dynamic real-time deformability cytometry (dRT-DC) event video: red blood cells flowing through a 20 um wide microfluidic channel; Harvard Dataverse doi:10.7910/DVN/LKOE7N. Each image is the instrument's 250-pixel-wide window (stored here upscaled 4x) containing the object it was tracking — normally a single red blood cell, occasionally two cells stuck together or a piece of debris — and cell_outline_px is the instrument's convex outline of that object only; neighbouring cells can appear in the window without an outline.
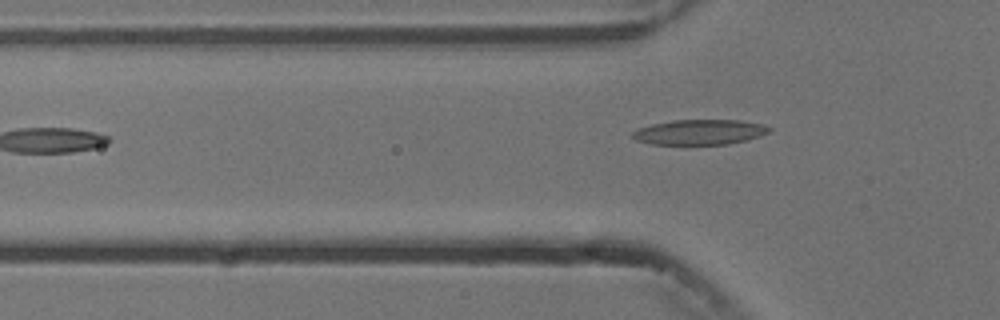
{"species": "common noctule bat (a hibernating species)", "species_latin": "Nyctalus noctula", "temperature_condition": "cold", "stored_images_in_passage": 6, "camera_frame_rate_fps": 3000, "um_per_image_px": 0.085, "animal": {"sex": "male", "body_mass_g": 13.3}, "frame": {"image": 1, "passage_image": 6, "time_ms": 6.667, "image_size_px": [1000, 320], "cell_outline_px": [[772, 128], [768, 132], [760, 136], [748, 140], [728, 144], [652, 144], [636, 140], [632, 136], [632, 132], [636, 128], [652, 124], [672, 120], [740, 120], [760, 124]], "centroid_in_image_um": [59.45, 11.23], "position_along_channel_um": 66.4, "area_um2": 20.0}}